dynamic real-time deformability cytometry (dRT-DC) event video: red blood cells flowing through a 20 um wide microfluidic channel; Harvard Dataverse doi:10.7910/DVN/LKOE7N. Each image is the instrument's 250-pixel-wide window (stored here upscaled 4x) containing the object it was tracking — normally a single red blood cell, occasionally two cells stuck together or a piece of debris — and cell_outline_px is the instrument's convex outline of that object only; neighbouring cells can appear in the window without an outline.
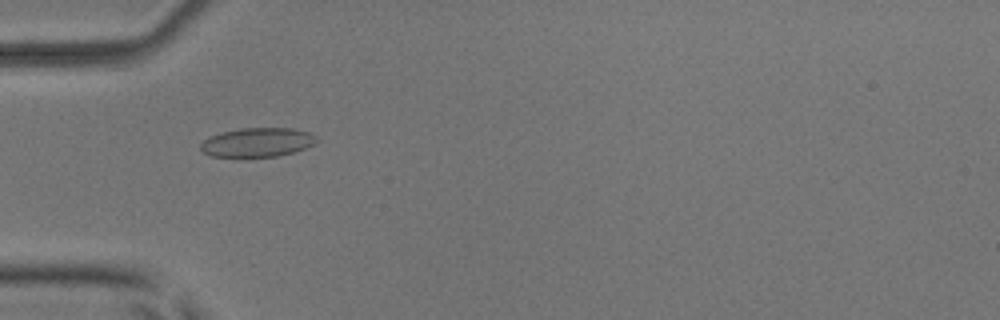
{"species": "common noctule bat (a hibernating species)", "species_latin": "Nyctalus noctula", "temperature_condition": "room temperature", "stored_images_in_passage": 38, "camera_frame_rate_fps": 3000, "um_per_image_px": 0.085, "animal": {"sex": "male", "body_mass_g": 17.9, "forearm_length_mm": 54.2}, "frame": {"image": 1, "passage_image": 10, "time_ms": 3.0, "image_size_px": [1000, 320], "cell_outline_px": [[316, 144], [292, 152], [276, 156], [212, 156], [204, 152], [200, 148], [200, 144], [204, 140], [212, 136], [224, 132], [240, 128], [292, 128], [308, 132], [316, 136]], "centroid_in_image_um": [21.9, 12.09], "position_along_channel_um": 63.1, "area_um2": 19.25}}
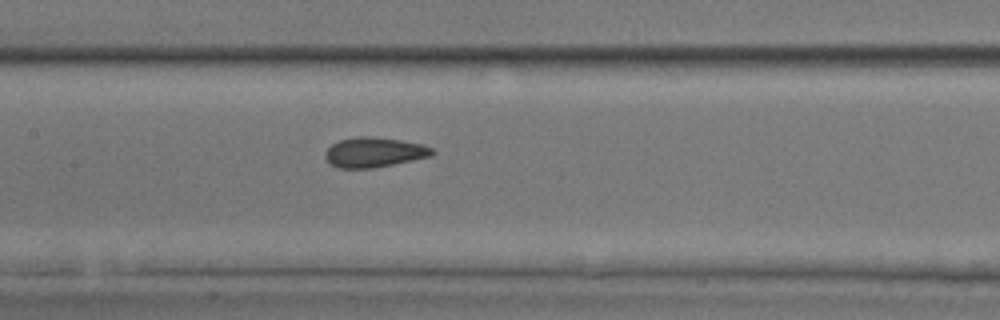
{"frame": {"image": 2, "passage_image": 19, "time_ms": 6.0, "image_size_px": [1000, 320], "cell_outline_px": [[436, 152], [432, 156], [372, 168], [340, 168], [328, 164], [324, 156], [324, 152], [332, 144], [340, 140], [360, 136], [368, 136], [400, 140], [424, 144], [432, 148]], "centroid_in_image_um": [31.79, 12.95], "position_along_channel_um": 175.6, "area_um2": 18.67}}
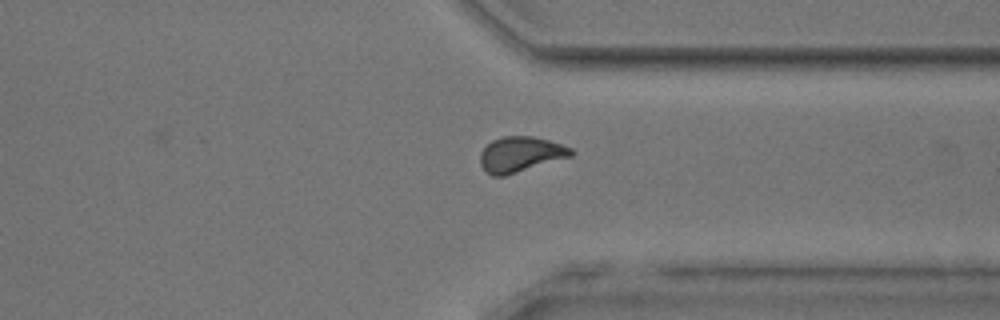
{"frame": {"image": 3, "passage_image": 34, "time_ms": 11.0, "image_size_px": [1000, 320], "cell_outline_px": [[576, 152], [572, 156], [504, 176], [492, 176], [480, 164], [480, 152], [492, 140], [504, 136], [532, 136], [548, 140], [572, 148]], "centroid_in_image_um": [44.25, 13.11], "position_along_channel_um": 367.1, "area_um2": 18.61}, "authors_computed_cell_mechanics": {"area_um2": 18.6983, "velocity_mm_per_s": 3.832, "shape_relaxation_time_tau1_ms": 10.6279, "shape_relaxation_time_tau2_ms": 0.8275, "deformation_change_tau1": 0.167, "deformation_change_tau2": 0.0525}}